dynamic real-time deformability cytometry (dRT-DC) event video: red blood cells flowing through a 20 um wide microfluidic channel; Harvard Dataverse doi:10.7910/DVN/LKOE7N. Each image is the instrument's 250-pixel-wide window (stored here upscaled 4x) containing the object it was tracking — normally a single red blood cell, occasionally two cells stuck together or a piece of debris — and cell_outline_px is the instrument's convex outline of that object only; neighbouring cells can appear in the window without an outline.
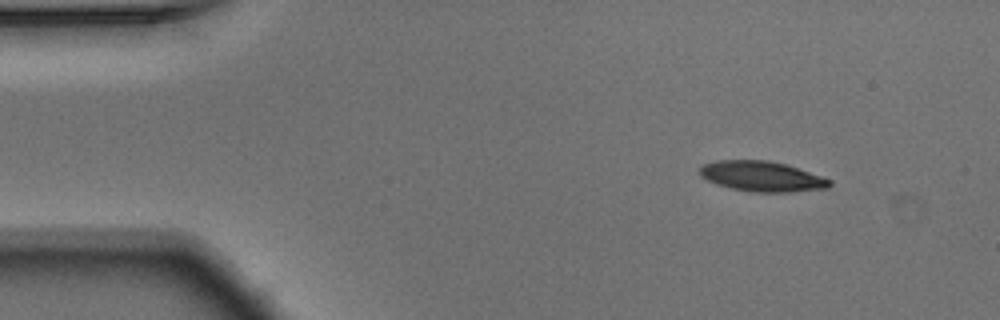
{"species": "Egyptian fruit bat (a non-hibernating species)", "species_latin": "Rousettus aegyptiacus", "temperature_condition": "warm", "stored_images_in_passage": 10, "camera_frame_rate_fps": 3000, "um_per_image_px": 0.085, "animal": {"sex": "male"}, "frame": {"image": 1, "passage_image": 6, "time_ms": 1.667, "image_size_px": [1000, 320], "cell_outline_px": [[828, 184], [796, 188], [756, 188], [736, 184], [744, 164], [768, 164], [788, 168], [828, 180]], "centroid_in_image_um": [65.98, 15.08], "position_along_channel_um": 19.0, "area_um2": 11.44}}